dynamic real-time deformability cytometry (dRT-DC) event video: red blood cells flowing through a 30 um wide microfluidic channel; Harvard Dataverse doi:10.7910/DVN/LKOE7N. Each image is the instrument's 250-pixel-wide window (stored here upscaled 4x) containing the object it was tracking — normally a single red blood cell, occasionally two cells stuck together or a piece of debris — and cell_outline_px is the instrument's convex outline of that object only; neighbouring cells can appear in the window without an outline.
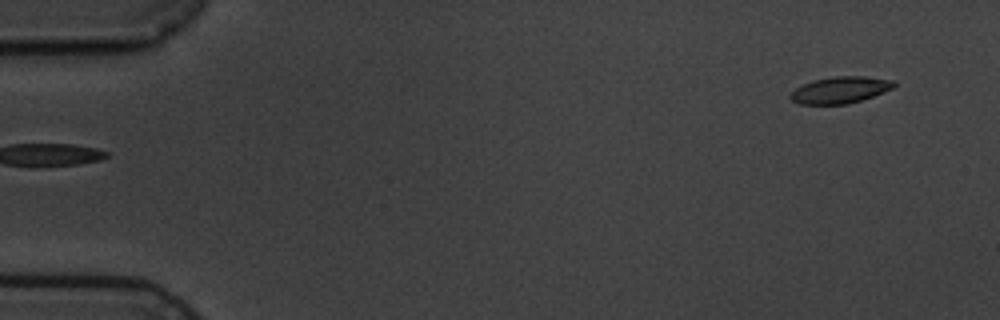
{"species": "common noctule bat (a hibernating species)", "species_latin": "Nyctalus noctula", "temperature_condition": "cold", "stored_images_in_passage": 2, "segment_of_instrument_passage": [2, 2], "camera_frame_rate_fps": 3000, "um_per_image_px": 0.085, "animal": {"sex": "male", "body_mass_g": 19.5, "forearm_length_mm": 54.6}, "frame": {"image": 1, "passage_image": 2, "time_ms": 2.0, "image_size_px": [1000, 320], "cell_outline_px": [[896, 84], [892, 88], [884, 92], [848, 104], [800, 104], [792, 100], [788, 96], [796, 88], [812, 80], [836, 76], [864, 76], [896, 80]], "centroid_in_image_um": [71.43, 7.64], "position_along_channel_um": 13.6, "area_um2": 16.01}}